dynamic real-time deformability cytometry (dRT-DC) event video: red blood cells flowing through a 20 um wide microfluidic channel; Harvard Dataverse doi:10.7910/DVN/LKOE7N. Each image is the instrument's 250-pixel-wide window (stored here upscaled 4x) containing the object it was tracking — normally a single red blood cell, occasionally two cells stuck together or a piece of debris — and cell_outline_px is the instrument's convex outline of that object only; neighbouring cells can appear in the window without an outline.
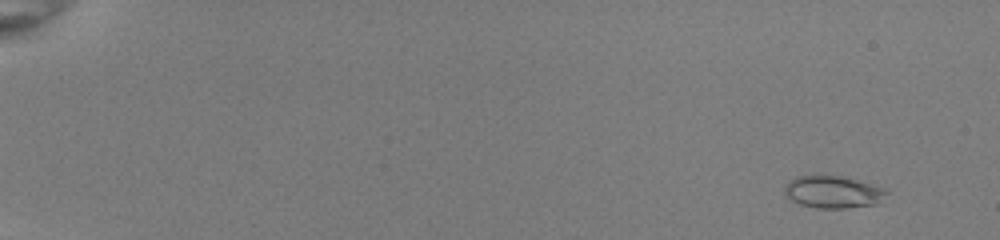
{"species": "common noctule bat (a hibernating species)", "species_latin": "Nyctalus noctula", "temperature_condition": "room temperature", "stored_images_in_passage": 50, "camera_frame_rate_fps": 3000, "um_per_image_px": 0.085, "animal": {"sex": "female", "body_mass_g": 22.0, "forearm_length_mm": 56.7}, "frame": {"image": 1, "passage_image": 1, "time_ms": 0.0, "image_size_px": [1000, 240], "cell_outline_px": [[888, 192], [880, 204], [848, 208], [816, 208], [800, 204], [792, 200], [784, 192], [784, 188], [796, 176], [840, 176], [888, 188]], "centroid_in_image_um": [70.89, 16.34], "position_along_channel_um": 14.1, "area_um2": 19.13}}
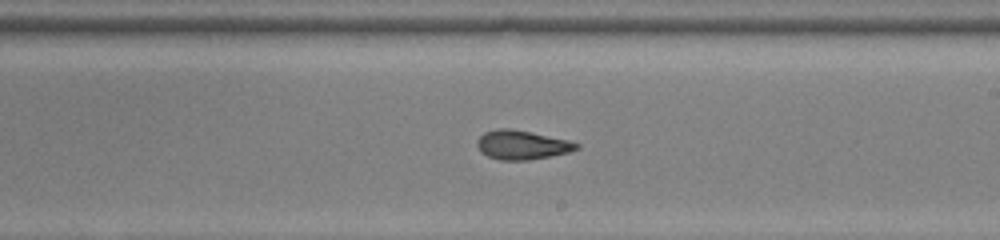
{"frame": {"image": 2, "passage_image": 31, "time_ms": 10.0, "image_size_px": [1000, 240], "cell_outline_px": [[580, 148], [568, 152], [528, 160], [500, 160], [488, 156], [480, 152], [476, 144], [476, 140], [484, 132], [500, 128], [508, 128], [568, 140], [580, 144]], "centroid_in_image_um": [44.32, 12.32], "position_along_channel_um": 244.7, "area_um2": 16.65}}
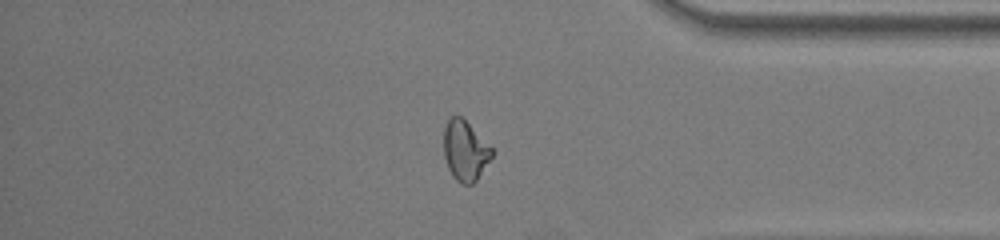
{"frame": {"image": 3, "passage_image": 43, "time_ms": 14.0, "image_size_px": [1000, 240], "cell_outline_px": [[496, 152], [476, 180], [472, 184], [460, 184], [452, 176], [448, 168], [444, 156], [444, 128], [448, 120], [452, 116], [460, 116]], "centroid_in_image_um": [39.54, 12.84], "position_along_channel_um": 395.7, "area_um2": 16.7}, "authors_computed_cell_mechanics": {"area_um2": 17.6868, "velocity_mm_per_s": 4.0399, "shape_relaxation_time_tau1_ms": 6.3865, "shape_relaxation_time_tau2_ms": 1.2424, "deformation_change_tau1": 0.2078, "deformation_change_tau2": 0.0784}}